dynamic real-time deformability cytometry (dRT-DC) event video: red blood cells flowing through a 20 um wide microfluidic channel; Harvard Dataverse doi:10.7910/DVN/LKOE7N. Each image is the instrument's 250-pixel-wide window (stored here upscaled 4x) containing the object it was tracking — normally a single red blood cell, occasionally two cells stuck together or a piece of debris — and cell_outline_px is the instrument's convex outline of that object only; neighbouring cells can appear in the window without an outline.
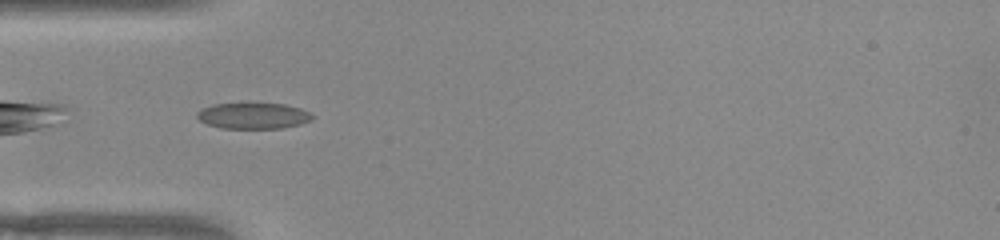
{"species": "common noctule bat (a hibernating species)", "species_latin": "Nyctalus noctula", "temperature_condition": "warm", "stored_images_in_passage": 29, "camera_frame_rate_fps": 3000, "um_per_image_px": 0.085, "animal": {"sex": "female", "body_mass_g": 22.0, "forearm_length_mm": 56.7}, "frame": {"image": 1, "passage_image": 2, "time_ms": 0.333, "image_size_px": [1000, 240], "cell_outline_px": [[316, 116], [312, 120], [300, 124], [284, 128], [220, 128], [208, 124], [200, 120], [196, 116], [196, 112], [200, 108], [216, 104], [284, 104], [300, 108]], "centroid_in_image_um": [21.54, 9.85], "position_along_channel_um": 63.5, "area_um2": 17.4}}
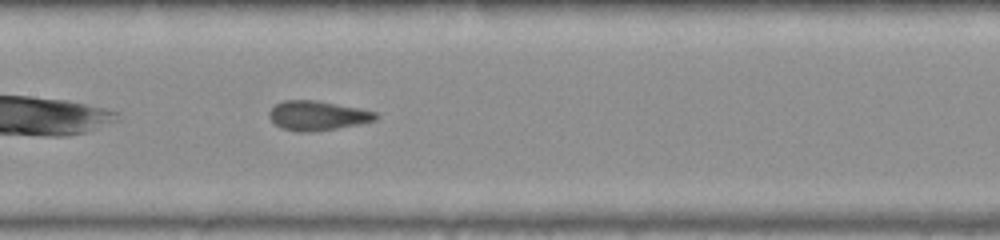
{"frame": {"image": 2, "passage_image": 11, "time_ms": 3.333, "image_size_px": [1000, 240], "cell_outline_px": [[380, 116], [376, 120], [360, 124], [312, 132], [296, 132], [280, 128], [268, 116], [268, 112], [276, 104], [284, 100], [316, 100], [376, 112]], "centroid_in_image_um": [26.97, 9.84], "position_along_channel_um": 180.4, "area_um2": 18.26}}
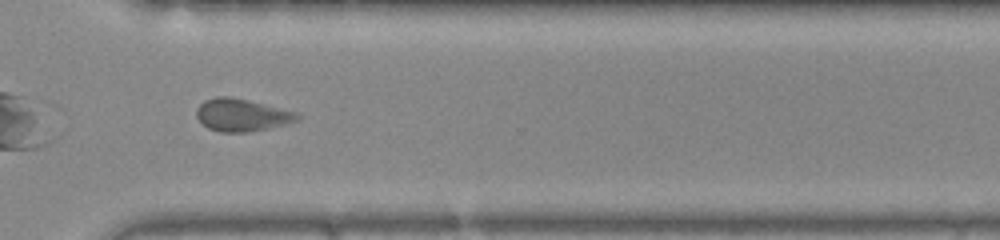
{"frame": {"image": 3, "passage_image": 24, "time_ms": 7.667, "image_size_px": [1000, 240], "cell_outline_px": [[300, 120], [288, 124], [248, 132], [220, 132], [208, 128], [196, 116], [196, 112], [200, 104], [204, 100], [216, 96], [228, 96], [248, 100], [296, 112], [300, 116]], "centroid_in_image_um": [20.56, 9.78], "position_along_channel_um": 350.0, "area_um2": 19.02}, "authors_computed_cell_mechanics": {"area_um2": 18.0914, "velocity_mm_per_s": 3.9038, "shape_relaxation_time_tau1_ms": 2.683, "shape_relaxation_time_tau2_ms": 1.2028, "deformation_change_tau1": 0.0963, "deformation_change_tau2": 0.0913}}